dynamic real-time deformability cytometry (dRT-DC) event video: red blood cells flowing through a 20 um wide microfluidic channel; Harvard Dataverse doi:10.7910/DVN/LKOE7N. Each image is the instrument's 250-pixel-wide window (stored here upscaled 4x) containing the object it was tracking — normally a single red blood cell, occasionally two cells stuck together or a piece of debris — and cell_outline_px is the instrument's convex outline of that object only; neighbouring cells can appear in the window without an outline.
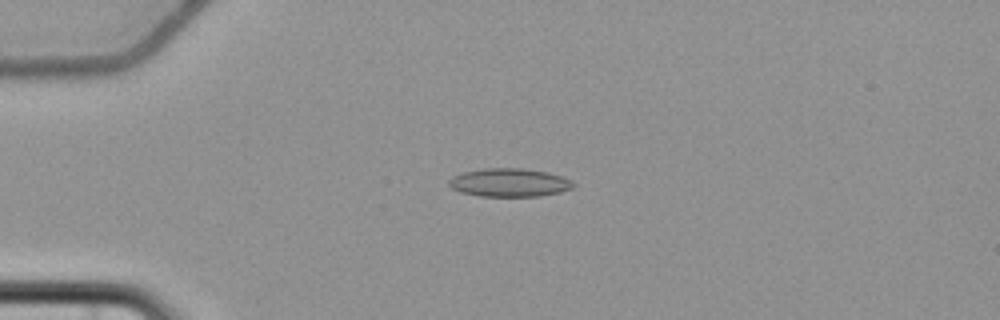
{"species": "common noctule bat (a hibernating species)", "species_latin": "Nyctalus noctula", "temperature_condition": "cold", "stored_images_in_passage": 6, "camera_frame_rate_fps": 3000, "um_per_image_px": 0.085, "animal": {"sex": "female", "body_mass_g": 22.7, "forearm_length_mm": 54.2}, "frame": {"image": 1, "passage_image": 5, "time_ms": 4.667, "image_size_px": [1000, 320], "cell_outline_px": [[576, 184], [572, 188], [560, 192], [540, 196], [480, 196], [460, 192], [452, 188], [448, 184], [448, 180], [452, 176], [464, 172], [484, 168], [524, 168], [548, 172], [572, 180]], "centroid_in_image_um": [43.3, 15.51], "position_along_channel_um": 41.7, "area_um2": 20.63}}